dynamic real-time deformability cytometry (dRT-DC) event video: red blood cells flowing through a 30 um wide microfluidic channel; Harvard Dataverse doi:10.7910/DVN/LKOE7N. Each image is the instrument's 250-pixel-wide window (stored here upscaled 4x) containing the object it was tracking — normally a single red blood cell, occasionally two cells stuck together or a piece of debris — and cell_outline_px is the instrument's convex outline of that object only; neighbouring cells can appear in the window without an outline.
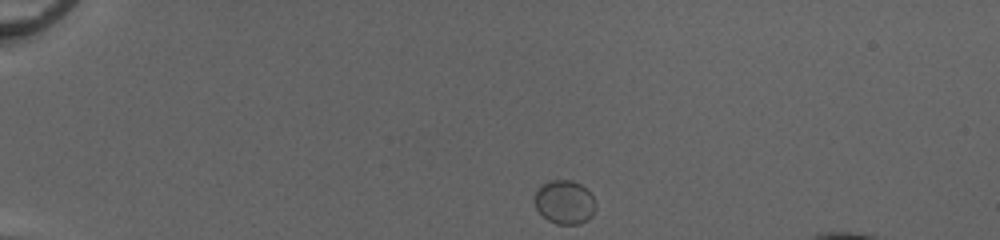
{"species": "common noctule bat (a hibernating species)", "species_latin": "Nyctalus noctula", "temperature_condition": "cold", "stored_images_in_passage": 41, "segment_of_instrument_passage": [1, 2], "camera_frame_rate_fps": 3000, "um_per_image_px": 0.085, "animal": {"sex": "female", "body_mass_g": 20.0, "forearm_length_mm": 54.0}, "frame": {"image": 1, "passage_image": 1, "time_ms": 0.0, "image_size_px": [1000, 240], "cell_outline_px": [[596, 208], [592, 216], [588, 220], [580, 224], [556, 224], [548, 220], [536, 208], [536, 192], [540, 184], [552, 180], [572, 180], [580, 184], [592, 196], [596, 204]], "centroid_in_image_um": [48.01, 17.19], "position_along_channel_um": 37.0, "area_um2": 15.49}}
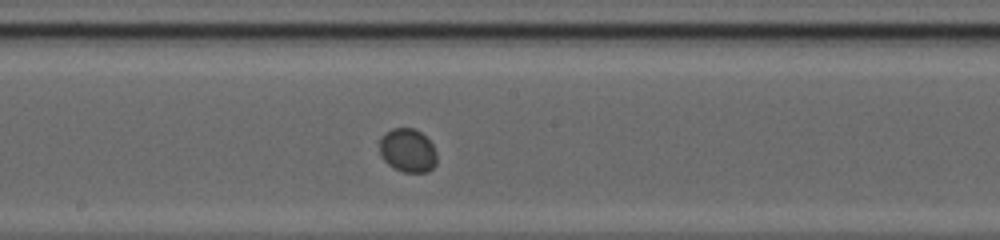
{"frame": {"image": 2, "passage_image": 19, "time_ms": 6.0, "image_size_px": [1000, 240], "cell_outline_px": [[436, 164], [428, 172], [404, 172], [392, 168], [380, 156], [380, 136], [384, 132], [392, 128], [412, 128], [420, 132], [432, 144], [436, 152]], "centroid_in_image_um": [34.63, 12.79], "position_along_channel_um": 213.6, "area_um2": 14.68}}
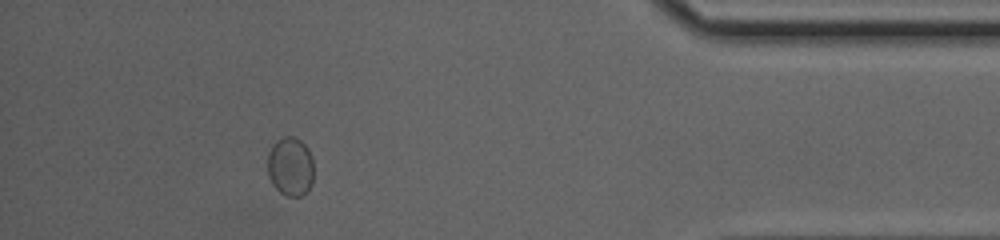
{"frame": {"image": 3, "passage_image": 36, "time_ms": 11.667, "image_size_px": [1000, 240], "cell_outline_px": [[312, 184], [300, 196], [288, 196], [280, 192], [272, 184], [268, 176], [268, 152], [272, 144], [276, 140], [284, 136], [292, 136], [300, 140], [308, 148], [312, 156]], "centroid_in_image_um": [24.66, 14.12], "position_along_channel_um": 410.5, "area_um2": 15.84}}